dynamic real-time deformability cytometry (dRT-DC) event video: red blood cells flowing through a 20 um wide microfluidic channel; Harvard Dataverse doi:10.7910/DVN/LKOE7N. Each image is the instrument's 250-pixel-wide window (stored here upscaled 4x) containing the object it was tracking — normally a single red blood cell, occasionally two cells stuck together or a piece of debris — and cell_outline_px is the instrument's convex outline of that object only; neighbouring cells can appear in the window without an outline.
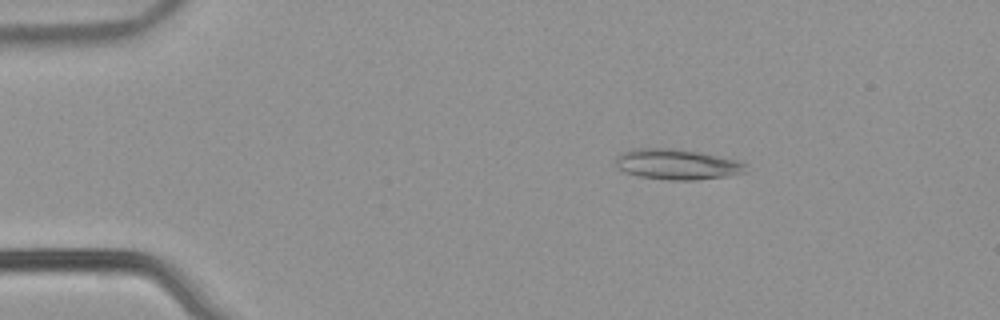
{"species": "common noctule bat (a hibernating species)", "species_latin": "Nyctalus noctula", "temperature_condition": "warm", "stored_images_in_passage": 52, "camera_frame_rate_fps": 3000, "um_per_image_px": 0.085, "animal": {"sex": "male", "body_mass_g": 21.5, "forearm_length_mm": 52.0}, "frame": {"image": 1, "passage_image": 9, "time_ms": 2.667, "image_size_px": [1000, 320], "cell_outline_px": [[744, 172], [724, 176], [696, 180], [668, 180], [640, 176], [628, 172], [620, 168], [616, 164], [616, 156], [620, 152], [632, 148], [664, 148], [700, 152], [736, 160], [744, 164]], "centroid_in_image_um": [57.48, 13.96], "position_along_channel_um": 27.5, "area_um2": 22.66}}
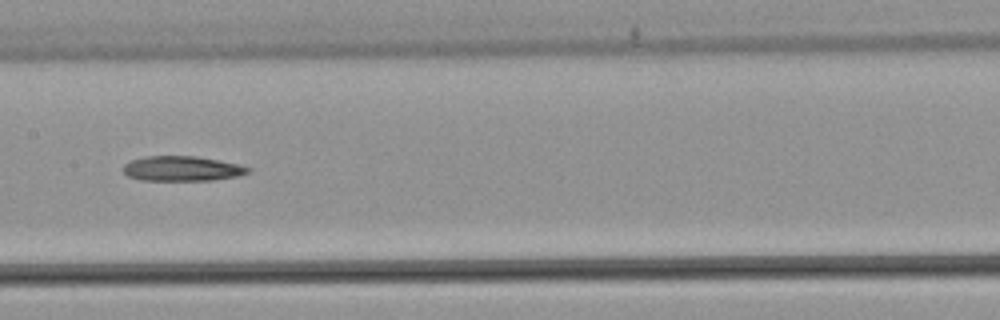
{"frame": {"image": 2, "passage_image": 27, "time_ms": 8.667, "image_size_px": [1000, 320], "cell_outline_px": [[252, 168], [248, 172], [240, 176], [212, 180], [140, 180], [128, 176], [124, 172], [124, 164], [132, 160], [144, 156], [196, 156], [236, 164]], "centroid_in_image_um": [15.46, 14.33], "position_along_channel_um": 191.9, "area_um2": 17.98}}
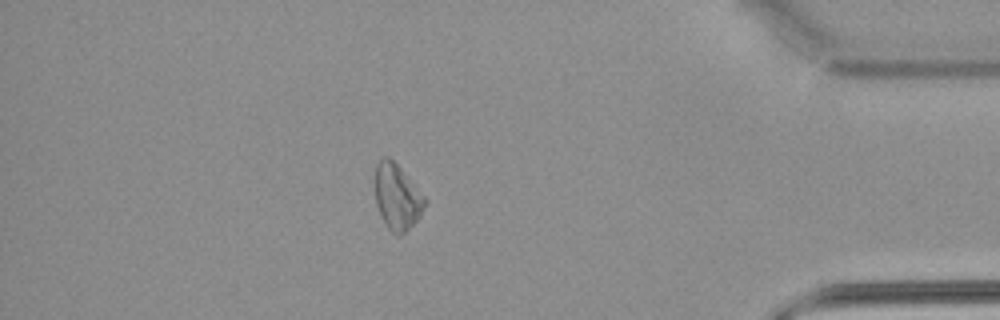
{"frame": {"image": 3, "passage_image": 46, "time_ms": 15.0, "image_size_px": [1000, 320], "cell_outline_px": [[428, 200], [420, 216], [400, 236], [396, 236], [388, 228], [380, 216], [376, 204], [372, 180], [376, 164], [384, 156], [388, 156], [400, 168]], "centroid_in_image_um": [33.7, 16.72], "position_along_channel_um": 401.5, "area_um2": 19.36}}